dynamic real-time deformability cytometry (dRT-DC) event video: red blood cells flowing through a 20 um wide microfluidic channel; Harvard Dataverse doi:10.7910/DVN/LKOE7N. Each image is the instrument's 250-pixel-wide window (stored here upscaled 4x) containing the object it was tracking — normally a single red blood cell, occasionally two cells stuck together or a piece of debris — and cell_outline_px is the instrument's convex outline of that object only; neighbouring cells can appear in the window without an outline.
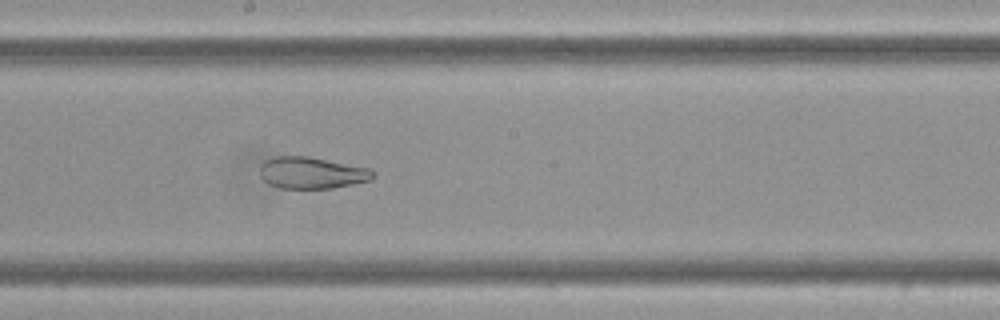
{"species": "Egyptian fruit bat (a non-hibernating species)", "species_latin": "Rousettus aegyptiacus", "temperature_condition": "cold", "stored_images_in_passage": 9, "camera_frame_rate_fps": 3000, "um_per_image_px": 0.085, "frame": {"image": 1, "passage_image": 9, "time_ms": 2.667, "image_size_px": [1000, 320], "cell_outline_px": [[372, 180], [332, 188], [280, 188], [268, 184], [264, 180], [260, 172], [260, 168], [264, 160], [276, 156], [308, 156], [372, 168]], "centroid_in_image_um": [26.5, 14.68], "position_along_channel_um": 221.7, "area_um2": 20.87}}